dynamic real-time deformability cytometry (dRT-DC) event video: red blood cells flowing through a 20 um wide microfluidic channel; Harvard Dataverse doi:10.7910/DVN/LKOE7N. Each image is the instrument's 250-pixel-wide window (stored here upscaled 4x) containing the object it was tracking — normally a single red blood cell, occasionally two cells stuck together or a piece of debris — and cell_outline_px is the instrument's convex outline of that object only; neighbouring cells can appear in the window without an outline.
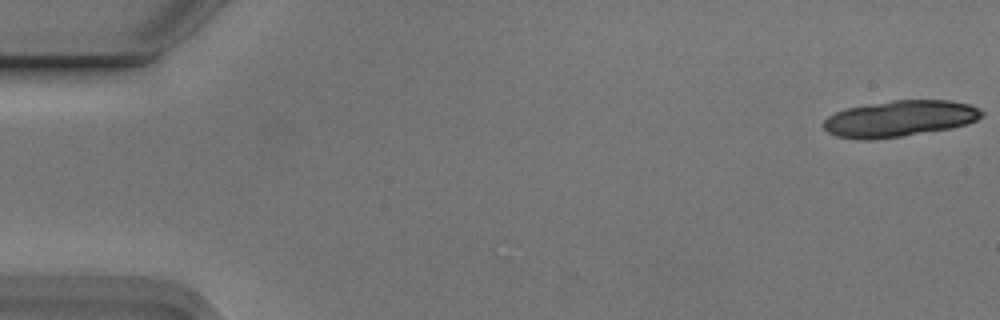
{"species": "Egyptian fruit bat (a non-hibernating species)", "species_latin": "Rousettus aegyptiacus", "temperature_condition": "cold", "stored_images_in_passage": 5, "camera_frame_rate_fps": 3000, "um_per_image_px": 0.085, "animal": {"sex": "male"}, "frame": {"image": 1, "passage_image": 1, "time_ms": 0.0, "image_size_px": [1000, 320], "cell_outline_px": [[984, 116], [968, 124], [952, 128], [900, 136], [872, 140], [860, 140], [836, 136], [828, 132], [824, 128], [824, 120], [828, 116], [836, 112], [848, 108], [892, 100], [952, 100], [968, 104], [984, 112]], "centroid_in_image_um": [76.48, 10.08], "position_along_channel_um": 8.5, "area_um2": 33.29}}